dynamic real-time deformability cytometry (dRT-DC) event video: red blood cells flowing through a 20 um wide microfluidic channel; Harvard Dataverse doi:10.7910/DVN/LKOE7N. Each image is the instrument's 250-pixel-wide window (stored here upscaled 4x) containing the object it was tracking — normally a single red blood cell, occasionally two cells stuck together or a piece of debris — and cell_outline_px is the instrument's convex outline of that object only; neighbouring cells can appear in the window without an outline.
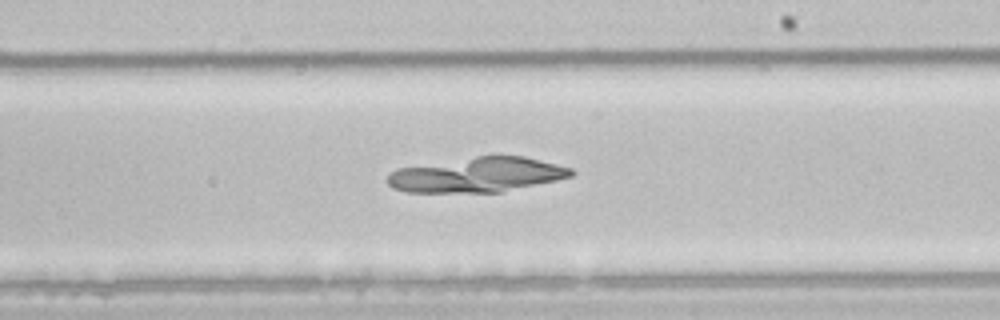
{"species": "common noctule bat (a hibernating species)", "species_latin": "Nyctalus noctula", "temperature_condition": "room temperature", "stored_images_in_passage": 50, "camera_frame_rate_fps": 3000, "um_per_image_px": 0.085, "animal": {"sex": "male", "body_mass_g": 21.5, "forearm_length_mm": 52.0}, "frame": {"image": 1, "passage_image": 29, "time_ms": 9.333, "image_size_px": [1000, 320], "cell_outline_px": [[576, 172], [572, 176], [556, 180], [500, 192], [404, 192], [392, 188], [384, 180], [388, 172], [396, 168], [476, 156], [524, 156], [572, 168]], "centroid_in_image_um": [40.48, 14.86], "position_along_channel_um": 248.5, "area_um2": 37.4}}
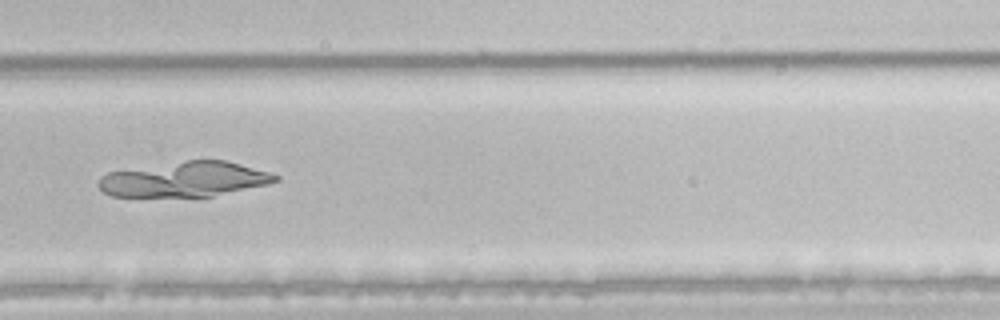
{"frame": {"image": 2, "passage_image": 34, "time_ms": 11.0, "image_size_px": [1000, 320], "cell_outline_px": [[280, 180], [268, 184], [212, 196], [112, 196], [104, 192], [96, 184], [100, 176], [108, 172], [184, 160], [224, 160], [240, 164], [268, 172], [280, 176]], "centroid_in_image_um": [15.67, 15.23], "position_along_channel_um": 314.1, "area_um2": 35.89}}